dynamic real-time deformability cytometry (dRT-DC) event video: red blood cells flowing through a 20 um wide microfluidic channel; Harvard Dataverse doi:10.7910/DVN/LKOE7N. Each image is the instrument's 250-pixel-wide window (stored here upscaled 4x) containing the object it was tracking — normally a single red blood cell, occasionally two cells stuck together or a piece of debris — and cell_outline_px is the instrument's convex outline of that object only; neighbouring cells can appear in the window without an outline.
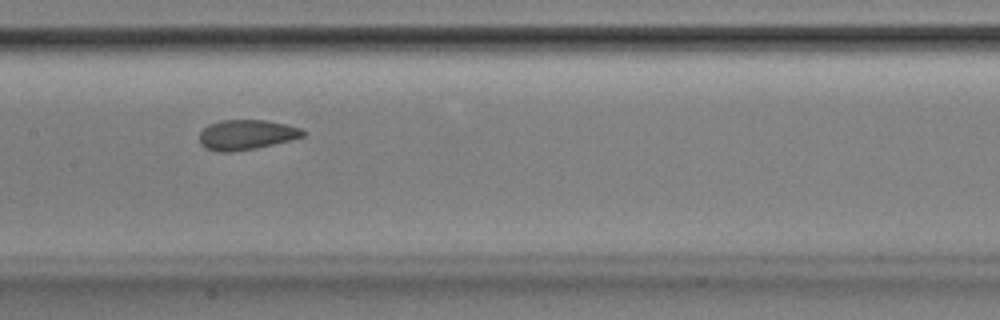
{"species": "Egyptian fruit bat (a non-hibernating species)", "species_latin": "Rousettus aegyptiacus", "temperature_condition": "room temperature", "stored_images_in_passage": 17, "camera_frame_rate_fps": 3000, "um_per_image_px": 0.085, "animal": {"sex": "male"}, "frame": {"image": 1, "passage_image": 10, "time_ms": 3.0, "image_size_px": [1000, 320], "cell_outline_px": [[308, 132], [304, 136], [256, 148], [232, 152], [216, 152], [204, 148], [200, 144], [200, 132], [208, 124], [220, 120], [264, 120], [284, 124], [300, 128]], "centroid_in_image_um": [20.9, 11.46], "position_along_channel_um": 186.5, "area_um2": 18.09}}